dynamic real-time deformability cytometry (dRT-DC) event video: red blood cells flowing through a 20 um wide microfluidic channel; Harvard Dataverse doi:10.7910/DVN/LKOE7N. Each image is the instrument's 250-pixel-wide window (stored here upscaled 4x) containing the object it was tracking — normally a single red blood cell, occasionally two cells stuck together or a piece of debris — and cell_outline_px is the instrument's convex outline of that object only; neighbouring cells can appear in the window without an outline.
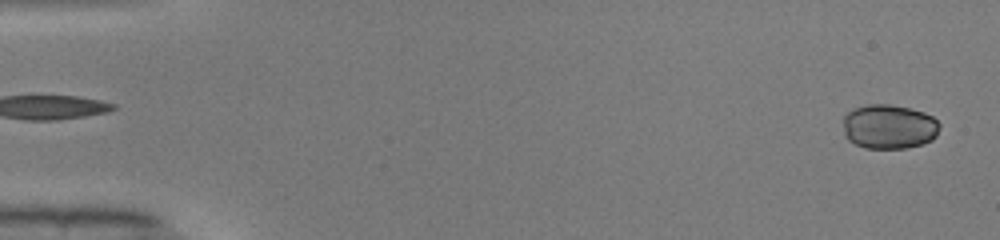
{"species": "common noctule bat (a hibernating species)", "species_latin": "Nyctalus noctula", "temperature_condition": "warm", "stored_images_in_passage": 50, "segment_of_instrument_passage": [1, 2], "camera_frame_rate_fps": 3000, "um_per_image_px": 0.085, "animal": {"sex": "male", "body_mass_g": 19.0, "forearm_length_mm": 50.8}, "frame": {"image": 1, "passage_image": 1, "time_ms": 0.0, "image_size_px": [1000, 240], "cell_outline_px": [[940, 128], [936, 136], [932, 140], [924, 144], [908, 148], [864, 148], [848, 140], [844, 136], [844, 116], [852, 108], [868, 104], [888, 104], [908, 108], [924, 112], [932, 116], [940, 124]], "centroid_in_image_um": [75.57, 10.77], "position_along_channel_um": 9.4, "area_um2": 25.26}}
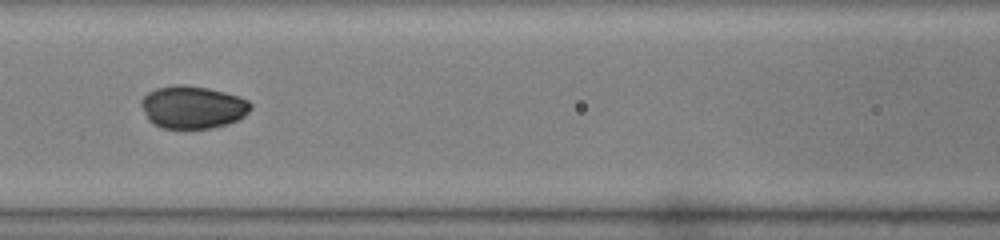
{"frame": {"image": 2, "passage_image": 22, "time_ms": 7.0, "image_size_px": [1000, 240], "cell_outline_px": [[252, 108], [244, 116], [228, 124], [212, 128], [160, 128], [152, 124], [148, 120], [140, 104], [140, 100], [148, 92], [156, 88], [176, 84], [184, 84], [208, 88], [240, 96], [248, 100], [252, 104]], "centroid_in_image_um": [16.37, 9.1], "position_along_channel_um": 150.2, "area_um2": 27.46}}
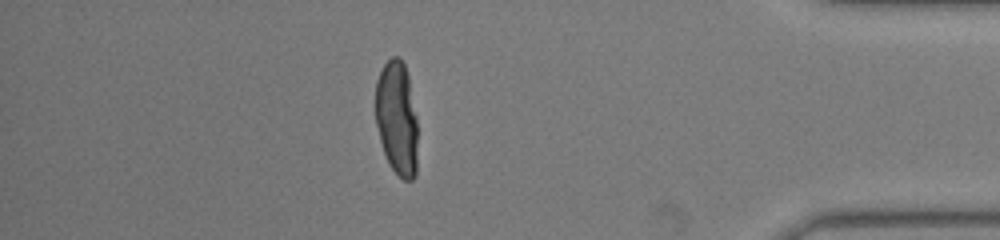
{"frame": {"image": 3, "passage_image": 43, "time_ms": 14.0, "image_size_px": [1000, 240], "cell_outline_px": [[416, 176], [412, 180], [404, 180], [388, 164], [380, 140], [376, 124], [376, 80], [384, 64], [392, 56], [400, 56], [404, 64], [408, 76], [416, 116]], "centroid_in_image_um": [33.72, 10.03], "position_along_channel_um": 401.5, "area_um2": 27.86}}